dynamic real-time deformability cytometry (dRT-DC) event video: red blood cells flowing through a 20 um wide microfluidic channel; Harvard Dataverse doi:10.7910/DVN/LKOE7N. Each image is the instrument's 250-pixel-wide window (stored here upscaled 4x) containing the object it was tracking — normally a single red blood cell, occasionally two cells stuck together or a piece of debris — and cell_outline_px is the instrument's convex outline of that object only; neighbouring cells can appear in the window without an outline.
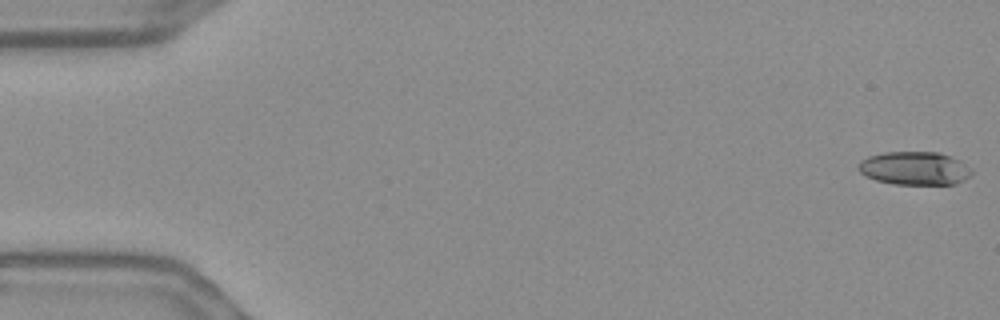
{"species": "Egyptian fruit bat (a non-hibernating species)", "species_latin": "Rousettus aegyptiacus", "temperature_condition": "warm", "stored_images_in_passage": 14, "camera_frame_rate_fps": 3000, "um_per_image_px": 0.085, "frame": {"image": 1, "passage_image": 1, "time_ms": 0.0, "image_size_px": [1000, 320], "cell_outline_px": [[972, 172], [964, 180], [956, 184], [892, 184], [876, 180], [864, 176], [856, 168], [856, 164], [860, 160], [868, 156], [884, 152], [940, 152], [960, 160]], "centroid_in_image_um": [77.67, 14.3], "position_along_channel_um": 7.3, "area_um2": 22.14}}